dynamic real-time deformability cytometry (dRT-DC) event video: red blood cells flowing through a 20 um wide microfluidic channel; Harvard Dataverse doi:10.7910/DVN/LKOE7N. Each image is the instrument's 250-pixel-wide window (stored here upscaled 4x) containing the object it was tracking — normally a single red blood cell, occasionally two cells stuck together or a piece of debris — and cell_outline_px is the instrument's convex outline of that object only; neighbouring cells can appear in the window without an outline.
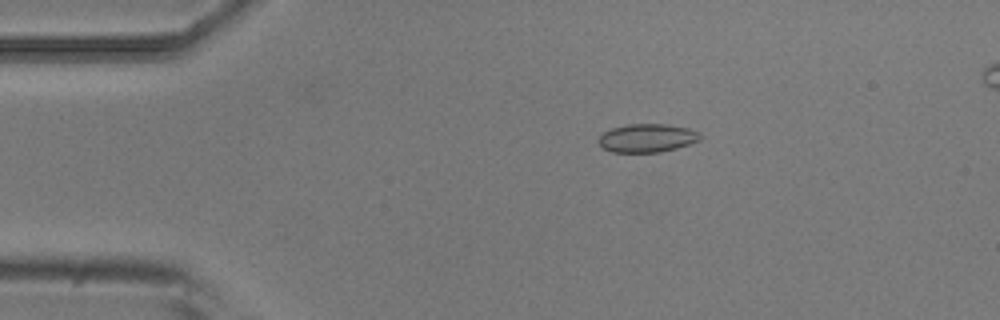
{"species": "common noctule bat (a hibernating species)", "species_latin": "Nyctalus noctula", "temperature_condition": "room temperature", "stored_images_in_passage": 5, "camera_frame_rate_fps": 3000, "um_per_image_px": 0.085, "animal": {"sex": "male", "body_mass_g": 20.5, "forearm_length_mm": 52.5}, "frame": {"image": 1, "passage_image": 3, "time_ms": 0.667, "image_size_px": [1000, 320], "cell_outline_px": [[704, 136], [700, 140], [676, 148], [660, 152], [612, 152], [604, 148], [596, 140], [604, 132], [612, 128], [628, 124], [668, 124], [688, 128], [700, 132]], "centroid_in_image_um": [55.03, 11.72], "position_along_channel_um": 30.0, "area_um2": 16.88}}